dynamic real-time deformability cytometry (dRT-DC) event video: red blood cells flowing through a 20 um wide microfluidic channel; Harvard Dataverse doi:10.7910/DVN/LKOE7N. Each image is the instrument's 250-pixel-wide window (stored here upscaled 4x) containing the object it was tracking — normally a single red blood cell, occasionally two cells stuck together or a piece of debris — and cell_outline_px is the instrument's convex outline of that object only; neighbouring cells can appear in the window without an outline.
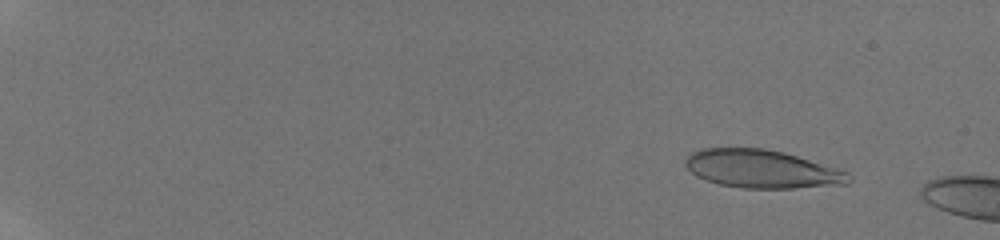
{"species": "human", "species_latin": "Homo sapiens", "temperature_condition": "room temperature", "stored_images_in_passage": 12, "camera_frame_rate_fps": 3000, "um_per_image_px": 0.085, "donor": {"sex": "male"}, "frame": {"image": 1, "passage_image": 7, "time_ms": 2.0, "image_size_px": [1000, 240], "cell_outline_px": [[852, 180], [848, 184], [796, 188], [744, 188], [720, 184], [696, 176], [684, 164], [684, 160], [692, 152], [700, 148], [764, 148], [784, 152], [836, 168], [848, 172], [852, 176]], "centroid_in_image_um": [64.78, 14.36], "position_along_channel_um": 20.2, "area_um2": 36.3}}